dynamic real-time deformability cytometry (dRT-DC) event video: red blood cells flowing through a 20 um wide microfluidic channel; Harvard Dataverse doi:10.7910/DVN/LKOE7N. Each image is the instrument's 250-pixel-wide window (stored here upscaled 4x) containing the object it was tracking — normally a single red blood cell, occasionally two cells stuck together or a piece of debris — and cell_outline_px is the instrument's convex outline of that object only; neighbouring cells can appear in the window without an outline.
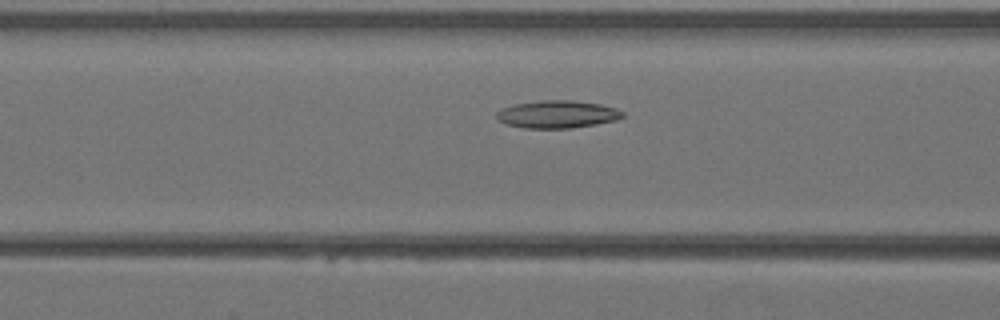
{"species": "Egyptian fruit bat (a non-hibernating species)", "species_latin": "Rousettus aegyptiacus", "temperature_condition": "warm", "stored_images_in_passage": 35, "camera_frame_rate_fps": 3000, "um_per_image_px": 0.085, "animal": {"sex": "female"}, "frame": {"image": 1, "passage_image": 11, "time_ms": 3.333, "image_size_px": [1000, 320], "cell_outline_px": [[624, 116], [616, 120], [596, 124], [568, 128], [524, 128], [508, 124], [496, 120], [496, 112], [512, 104], [540, 100], [572, 100], [600, 104], [616, 108], [624, 112]], "centroid_in_image_um": [47.36, 9.71], "position_along_channel_um": 119.2, "area_um2": 20.29}}
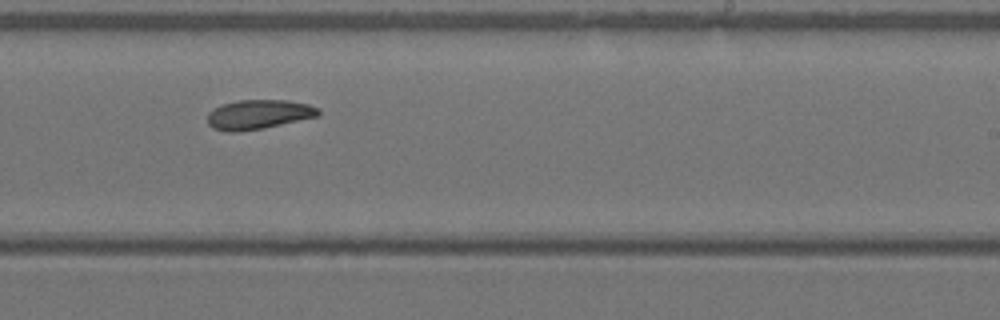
{"frame": {"image": 2, "passage_image": 20, "time_ms": 6.333, "image_size_px": [1000, 320], "cell_outline_px": [[320, 116], [264, 128], [240, 132], [228, 132], [212, 128], [208, 124], [208, 112], [212, 108], [220, 104], [240, 100], [288, 100], [308, 104], [320, 108]], "centroid_in_image_um": [21.97, 9.73], "position_along_channel_um": 267.0, "area_um2": 19.36}}
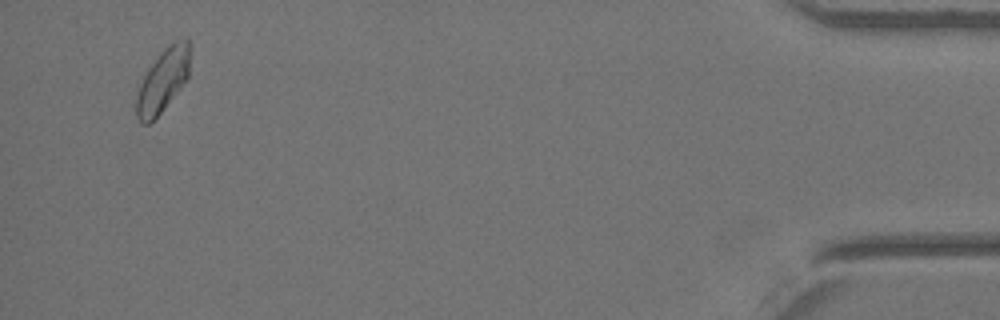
{"frame": {"image": 3, "passage_image": 34, "time_ms": 11.0, "image_size_px": [1000, 320], "cell_outline_px": [[188, 76], [176, 92], [160, 112], [148, 124], [140, 124], [136, 116], [136, 96], [140, 84], [148, 68], [160, 52], [168, 44], [184, 36], [188, 40]], "centroid_in_image_um": [13.8, 6.82], "position_along_channel_um": 421.4, "area_um2": 19.25}}